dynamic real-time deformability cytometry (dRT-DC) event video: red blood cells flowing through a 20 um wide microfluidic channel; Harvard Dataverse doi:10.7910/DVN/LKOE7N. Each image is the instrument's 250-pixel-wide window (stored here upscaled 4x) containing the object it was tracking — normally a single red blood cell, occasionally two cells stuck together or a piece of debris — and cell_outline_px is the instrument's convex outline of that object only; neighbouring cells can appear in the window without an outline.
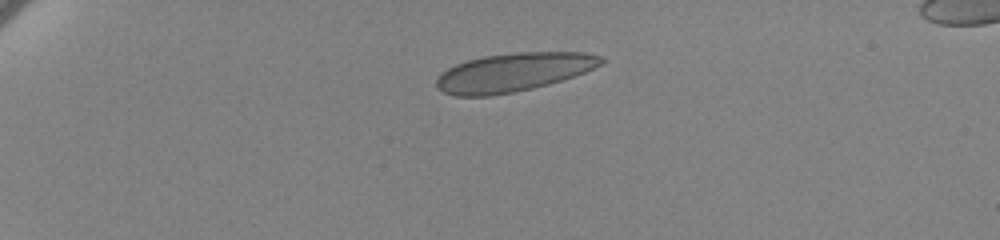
{"species": "human", "species_latin": "Homo sapiens", "temperature_condition": "cold", "stored_images_in_passage": 46, "camera_frame_rate_fps": 3000, "um_per_image_px": 0.085, "donor": {"sex": "female"}, "frame": {"image": 1, "passage_image": 1, "time_ms": 0.0, "image_size_px": [1000, 240], "cell_outline_px": [[608, 60], [584, 72], [548, 84], [532, 88], [512, 92], [488, 96], [456, 96], [444, 92], [436, 88], [436, 80], [440, 72], [456, 64], [468, 60], [484, 56], [516, 52], [584, 52], [600, 56]], "centroid_in_image_um": [43.61, 6.14], "position_along_channel_um": 41.4, "area_um2": 36.76}}
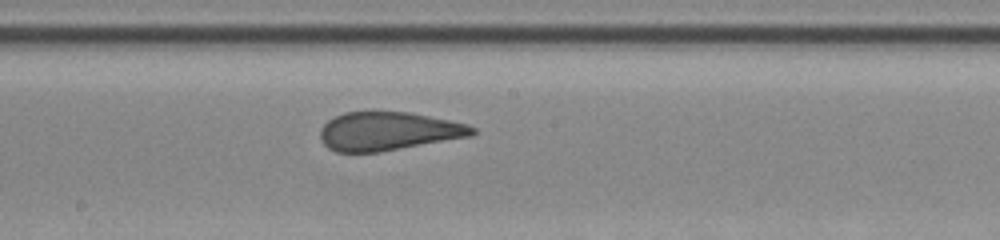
{"frame": {"image": 2, "passage_image": 22, "time_ms": 7.0, "image_size_px": [1000, 240], "cell_outline_px": [[476, 132], [472, 136], [380, 152], [336, 152], [328, 148], [320, 140], [320, 128], [328, 120], [344, 112], [372, 108], [408, 112], [468, 124], [476, 128]], "centroid_in_image_um": [32.96, 11.12], "position_along_channel_um": 215.2, "area_um2": 35.03}}
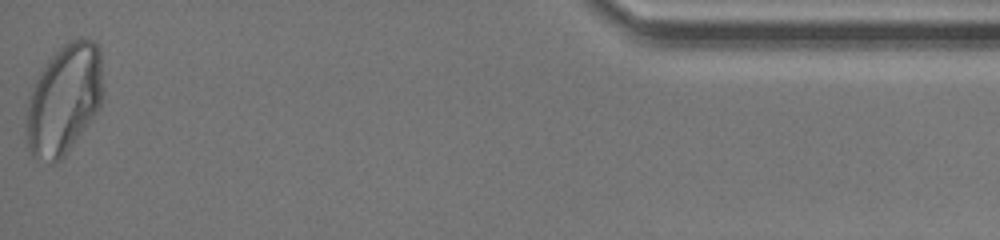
{"frame": {"image": 3, "passage_image": 46, "time_ms": 15.0, "image_size_px": [1000, 240], "cell_outline_px": [[104, 96], [100, 108], [92, 120], [64, 156], [60, 160], [52, 164], [32, 156], [28, 144], [24, 120], [32, 92], [36, 80], [40, 72], [48, 60], [68, 40], [92, 40], [100, 44]], "centroid_in_image_um": [5.48, 8.46], "position_along_channel_um": 429.7, "area_um2": 49.42}, "authors_computed_cell_mechanics": {"area_um2": 36.2117, "velocity_mm_per_s": 3.4342, "shape_relaxation_time_tau1_ms": 10.996, "shape_relaxation_time_tau2_ms": null, "deformation_change_tau1": 0.2149, "deformation_change_tau2": null}}